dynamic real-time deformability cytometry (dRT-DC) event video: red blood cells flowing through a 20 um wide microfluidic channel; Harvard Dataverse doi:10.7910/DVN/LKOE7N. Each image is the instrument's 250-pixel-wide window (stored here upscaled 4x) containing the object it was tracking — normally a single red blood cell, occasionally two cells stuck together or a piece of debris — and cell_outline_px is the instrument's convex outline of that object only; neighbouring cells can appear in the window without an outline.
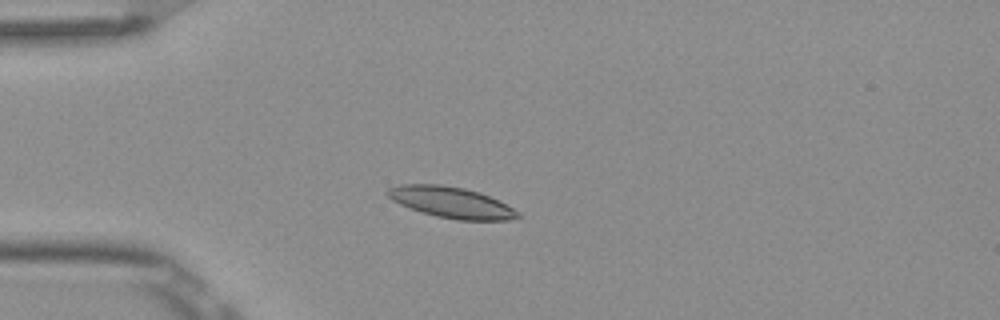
{"species": "Egyptian fruit bat (a non-hibernating species)", "species_latin": "Rousettus aegyptiacus", "temperature_condition": "room temperature", "stored_images_in_passage": 7, "camera_frame_rate_fps": 3000, "um_per_image_px": 0.085, "frame": {"image": 1, "passage_image": 4, "time_ms": 1.0, "image_size_px": [1000, 320], "cell_outline_px": [[520, 216], [508, 220], [456, 220], [436, 216], [400, 204], [392, 200], [384, 192], [388, 188], [400, 184], [440, 184], [464, 188], [480, 192], [520, 212]], "centroid_in_image_um": [38.32, 17.19], "position_along_channel_um": 46.7, "area_um2": 23.29}}
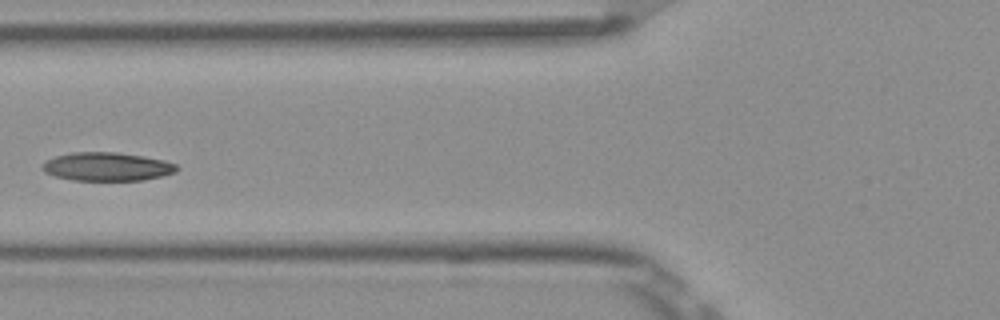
{"frame": {"image": 2, "passage_image": 6, "time_ms": 1.667, "image_size_px": [1000, 320], "cell_outline_px": [[180, 168], [176, 172], [144, 180], [72, 180], [56, 176], [44, 172], [40, 168], [40, 164], [44, 160], [56, 156], [72, 152], [116, 152], [144, 156], [164, 160], [176, 164]], "centroid_in_image_um": [9.07, 14.16], "position_along_channel_um": 116.7, "area_um2": 22.48}}
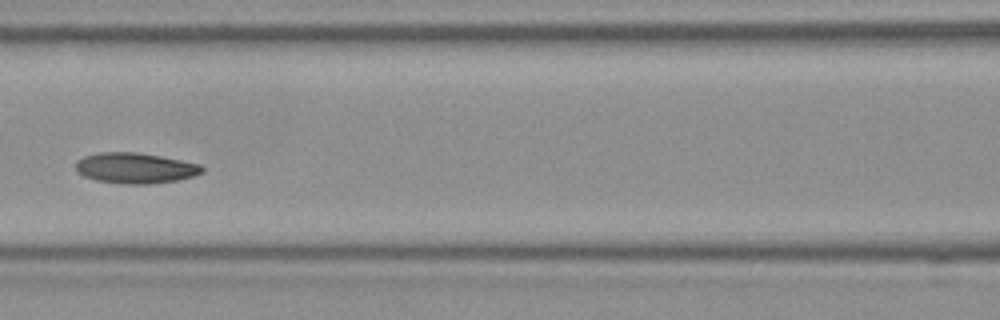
{"frame": {"image": 3, "passage_image": 7, "time_ms": 2.0, "image_size_px": [1000, 320], "cell_outline_px": [[204, 172], [196, 176], [176, 180], [148, 184], [128, 184], [96, 180], [84, 176], [76, 172], [76, 160], [84, 156], [100, 152], [140, 152], [200, 164], [204, 168]], "centroid_in_image_um": [11.5, 14.28], "position_along_channel_um": 155.1, "area_um2": 22.6}}